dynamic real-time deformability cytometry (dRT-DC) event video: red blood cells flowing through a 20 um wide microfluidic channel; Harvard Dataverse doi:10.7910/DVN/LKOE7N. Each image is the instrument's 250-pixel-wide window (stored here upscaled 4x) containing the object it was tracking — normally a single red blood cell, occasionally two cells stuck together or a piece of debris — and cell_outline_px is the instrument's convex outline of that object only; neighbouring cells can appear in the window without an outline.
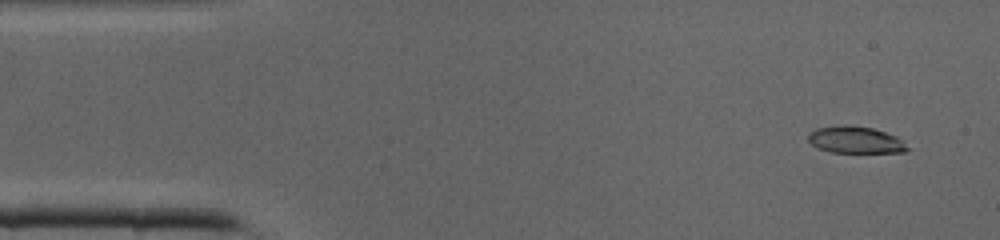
{"species": "common noctule bat (a hibernating species)", "species_latin": "Nyctalus noctula", "temperature_condition": "cold", "stored_images_in_passage": 39, "camera_frame_rate_fps": 3000, "um_per_image_px": 0.085, "animal": {"sex": "male", "body_mass_g": 19.0, "forearm_length_mm": 50.8}, "frame": {"image": 1, "passage_image": 1, "time_ms": 0.0, "image_size_px": [1000, 240], "cell_outline_px": [[912, 148], [904, 152], [832, 152], [816, 148], [808, 140], [808, 132], [816, 128], [844, 124], [872, 128], [896, 136]], "centroid_in_image_um": [72.7, 11.88], "position_along_channel_um": 12.3, "area_um2": 15.61}}
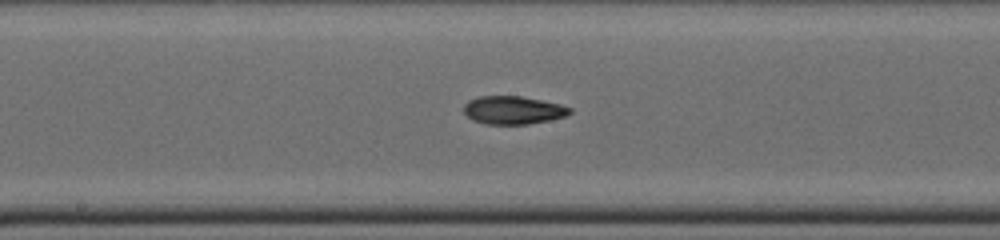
{"frame": {"image": 2, "passage_image": 19, "time_ms": 6.0, "image_size_px": [1000, 240], "cell_outline_px": [[572, 112], [564, 116], [548, 120], [528, 124], [484, 124], [472, 120], [464, 112], [464, 104], [468, 100], [480, 96], [520, 96], [560, 104], [572, 108]], "centroid_in_image_um": [43.59, 9.36], "position_along_channel_um": 204.6, "area_um2": 17.28}}
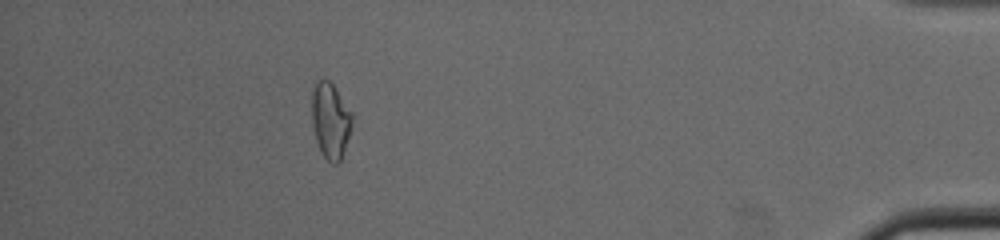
{"frame": {"image": 3, "passage_image": 35, "time_ms": 11.333, "image_size_px": [1000, 240], "cell_outline_px": [[352, 116], [348, 136], [340, 160], [336, 164], [332, 164], [320, 152], [312, 128], [312, 88], [316, 80], [328, 80], [332, 84], [352, 112]], "centroid_in_image_um": [28.05, 10.23], "position_along_channel_um": 407.2, "area_um2": 17.51}}